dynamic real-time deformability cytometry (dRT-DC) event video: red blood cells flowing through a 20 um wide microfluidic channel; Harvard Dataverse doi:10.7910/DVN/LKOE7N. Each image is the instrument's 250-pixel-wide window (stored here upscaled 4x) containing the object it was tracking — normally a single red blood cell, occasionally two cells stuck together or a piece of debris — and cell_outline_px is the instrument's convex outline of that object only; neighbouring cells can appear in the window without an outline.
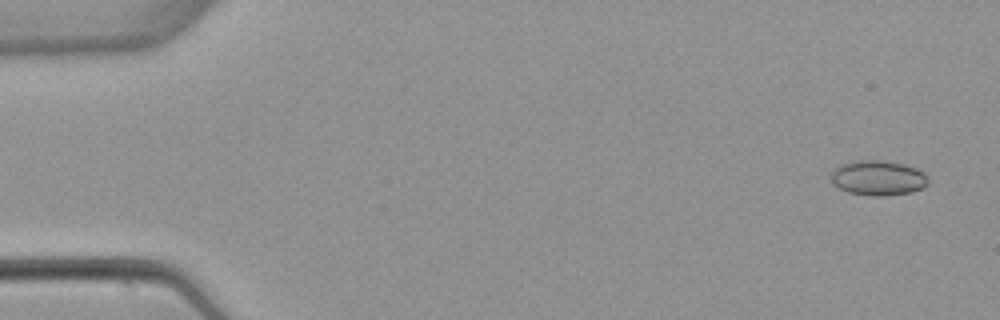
{"species": "common noctule bat (a hibernating species)", "species_latin": "Nyctalus noctula", "temperature_condition": "warm", "stored_images_in_passage": 7, "camera_frame_rate_fps": 3000, "um_per_image_px": 0.085, "animal": {"sex": "female", "body_mass_g": 22.7, "forearm_length_mm": 54.2}, "frame": {"image": 1, "passage_image": 1, "time_ms": 0.0, "image_size_px": [1000, 320], "cell_outline_px": [[928, 184], [924, 188], [912, 192], [884, 196], [872, 196], [848, 192], [832, 184], [832, 172], [840, 164], [856, 160], [884, 160], [904, 164], [916, 168], [924, 172], [928, 176]], "centroid_in_image_um": [74.67, 15.12], "position_along_channel_um": 10.3, "area_um2": 20.0}}
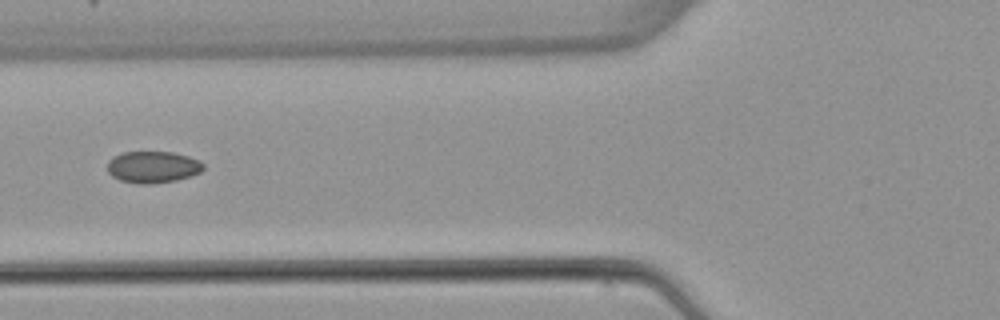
{"frame": {"image": 2, "passage_image": 6, "time_ms": 6.0, "image_size_px": [1000, 320], "cell_outline_px": [[204, 168], [200, 172], [176, 180], [148, 184], [140, 184], [120, 180], [112, 176], [108, 172], [108, 160], [112, 156], [124, 152], [172, 152], [188, 156], [200, 160], [204, 164]], "centroid_in_image_um": [12.98, 14.19], "position_along_channel_um": 112.8, "area_um2": 17.69}}
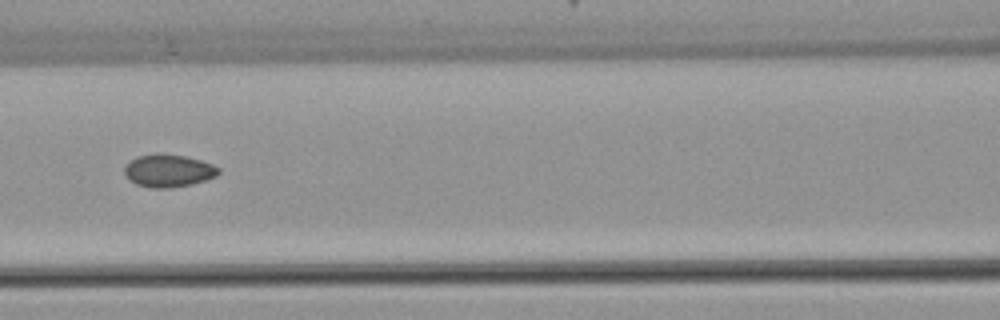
{"frame": {"image": 3, "passage_image": 7, "time_ms": 7.0, "image_size_px": [1000, 320], "cell_outline_px": [[220, 172], [216, 176], [192, 184], [168, 188], [152, 188], [136, 184], [128, 180], [124, 172], [124, 168], [136, 156], [160, 152], [184, 156], [200, 160], [212, 164], [220, 168]], "centroid_in_image_um": [14.3, 14.5], "position_along_channel_um": 152.3, "area_um2": 17.98}}